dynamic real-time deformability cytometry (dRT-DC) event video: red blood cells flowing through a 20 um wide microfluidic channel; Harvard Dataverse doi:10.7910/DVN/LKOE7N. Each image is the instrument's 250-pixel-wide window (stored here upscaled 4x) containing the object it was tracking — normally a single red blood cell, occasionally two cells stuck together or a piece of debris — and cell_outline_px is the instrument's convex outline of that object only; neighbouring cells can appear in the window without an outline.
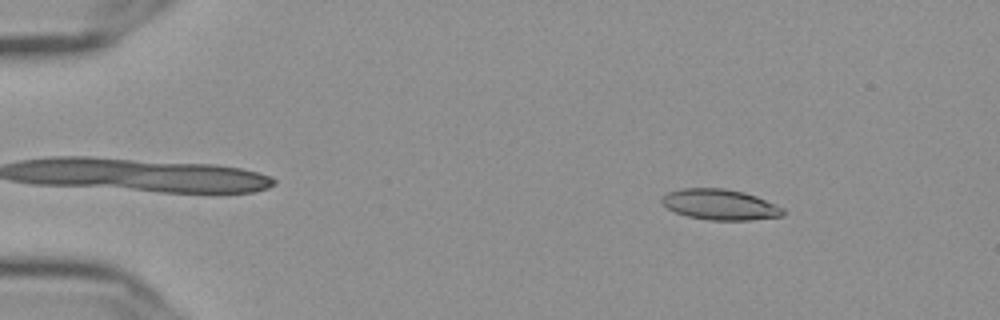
{"species": "Egyptian fruit bat (a non-hibernating species)", "species_latin": "Rousettus aegyptiacus", "temperature_condition": "cold", "stored_images_in_passage": 53, "camera_frame_rate_fps": 3000, "um_per_image_px": 0.085, "frame": {"image": 1, "passage_image": 5, "time_ms": 1.333, "image_size_px": [1000, 320], "cell_outline_px": [[784, 212], [780, 216], [752, 220], [708, 220], [688, 216], [676, 212], [660, 204], [660, 196], [668, 192], [680, 188], [724, 188], [744, 192], [756, 196], [784, 208]], "centroid_in_image_um": [61.15, 17.38], "position_along_channel_um": 23.9, "area_um2": 21.73}}
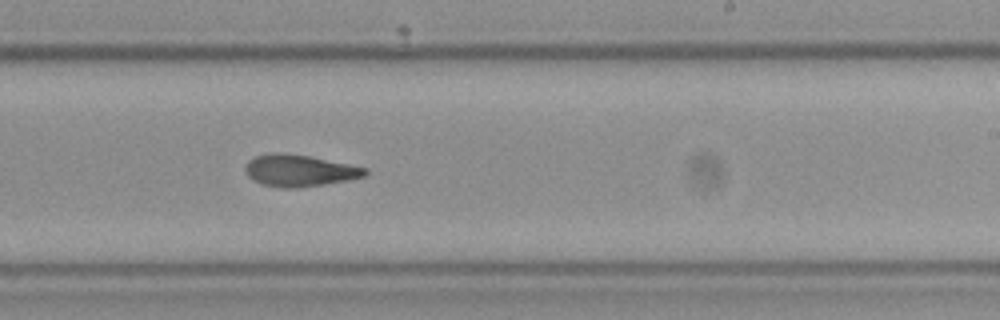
{"frame": {"image": 2, "passage_image": 32, "time_ms": 10.333, "image_size_px": [1000, 320], "cell_outline_px": [[368, 172], [364, 176], [348, 180], [324, 184], [296, 188], [284, 188], [260, 184], [252, 180], [244, 172], [244, 164], [252, 156], [268, 152], [280, 152], [308, 156], [368, 168]], "centroid_in_image_um": [25.36, 14.49], "position_along_channel_um": 263.6, "area_um2": 22.43}}
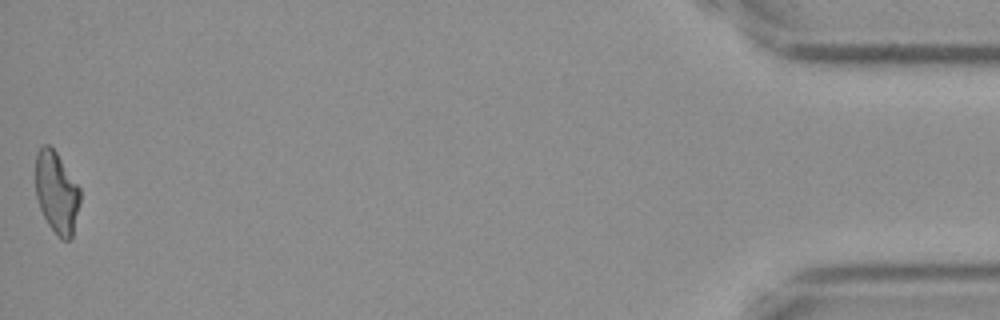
{"frame": {"image": 3, "passage_image": 53, "time_ms": 17.333, "image_size_px": [1000, 320], "cell_outline_px": [[80, 200], [72, 236], [68, 240], [60, 240], [48, 224], [40, 208], [36, 196], [36, 152], [44, 144], [48, 144], [56, 152], [80, 188]], "centroid_in_image_um": [4.81, 16.37], "position_along_channel_um": 430.4, "area_um2": 21.04}, "authors_computed_cell_mechanics": {"area_um2": 22.1952, "velocity_mm_per_s": 3.6416, "shape_relaxation_time_tau1_ms": 5.915, "shape_relaxation_time_tau2_ms": 3.9427, "deformation_change_tau1": 0.1665, "deformation_change_tau2": 0.1102}}